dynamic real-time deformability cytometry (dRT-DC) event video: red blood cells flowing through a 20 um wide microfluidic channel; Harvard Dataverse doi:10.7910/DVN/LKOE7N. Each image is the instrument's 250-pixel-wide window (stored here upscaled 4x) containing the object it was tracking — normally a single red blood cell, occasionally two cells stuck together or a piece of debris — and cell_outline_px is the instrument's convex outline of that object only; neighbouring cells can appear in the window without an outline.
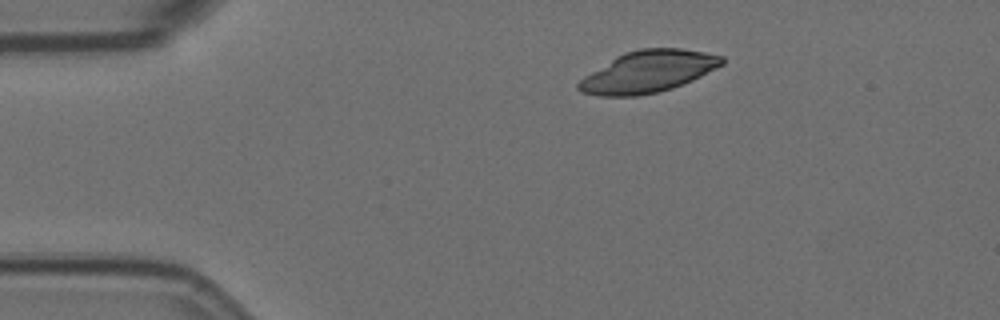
{"species": "Egyptian fruit bat (a non-hibernating species)", "species_latin": "Rousettus aegyptiacus", "temperature_condition": "room temperature", "stored_images_in_passage": 3, "camera_frame_rate_fps": 3000, "um_per_image_px": 0.085, "animal": {"sex": "female"}, "frame": {"image": 1, "passage_image": 1, "time_ms": 0.0, "image_size_px": [1000, 320], "cell_outline_px": [[724, 64], [692, 80], [672, 88], [656, 92], [636, 96], [600, 96], [580, 92], [576, 88], [576, 84], [584, 76], [616, 56], [624, 52], [640, 48], [680, 48], [704, 52], [724, 56]], "centroid_in_image_um": [55.07, 6.08], "position_along_channel_um": 29.9, "area_um2": 34.8}}